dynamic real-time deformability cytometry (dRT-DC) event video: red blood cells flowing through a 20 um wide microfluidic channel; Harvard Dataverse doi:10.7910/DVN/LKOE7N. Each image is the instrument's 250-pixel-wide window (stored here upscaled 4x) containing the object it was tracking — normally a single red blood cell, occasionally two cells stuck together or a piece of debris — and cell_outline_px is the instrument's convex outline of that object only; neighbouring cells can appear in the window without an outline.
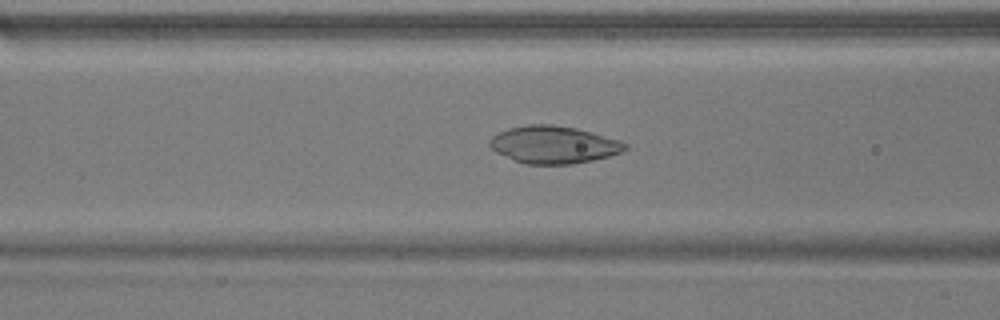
{"species": "common noctule bat (a hibernating species)", "species_latin": "Nyctalus noctula", "temperature_condition": "warm", "stored_images_in_passage": 38, "camera_frame_rate_fps": 3000, "um_per_image_px": 0.085, "animal": {"sex": "male", "body_mass_g": 17.9}, "frame": {"image": 1, "passage_image": 12, "time_ms": 3.667, "image_size_px": [1000, 320], "cell_outline_px": [[628, 148], [624, 152], [592, 160], [572, 164], [528, 164], [512, 160], [496, 152], [488, 144], [488, 140], [492, 136], [508, 128], [528, 124], [552, 124], [576, 128], [620, 140], [628, 144]], "centroid_in_image_um": [47.06, 12.3], "position_along_channel_um": 119.5, "area_um2": 29.65}}
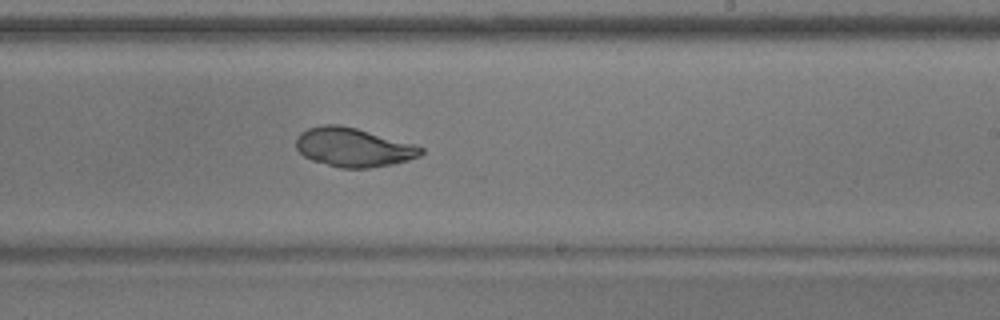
{"frame": {"image": 2, "passage_image": 23, "time_ms": 7.333, "image_size_px": [1000, 320], "cell_outline_px": [[424, 152], [420, 156], [408, 160], [392, 164], [368, 168], [340, 168], [312, 160], [304, 156], [296, 148], [296, 136], [300, 132], [308, 128], [320, 124], [340, 124], [356, 128], [416, 144], [424, 148]], "centroid_in_image_um": [30.03, 12.51], "position_along_channel_um": 259.0, "area_um2": 28.55}}
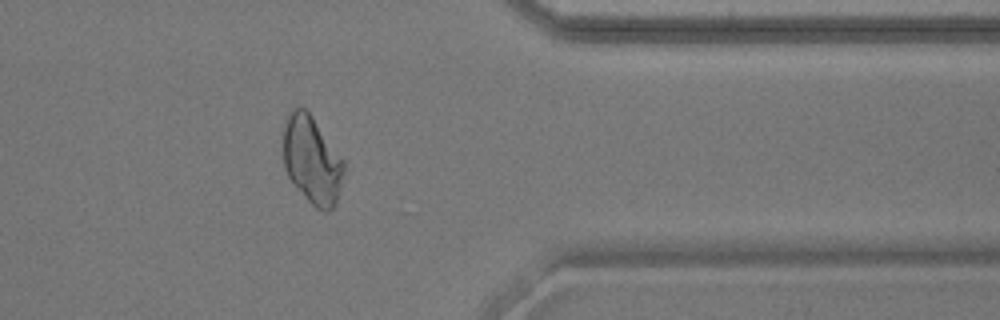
{"frame": {"image": 3, "passage_image": 34, "time_ms": 11.0, "image_size_px": [1000, 320], "cell_outline_px": [[344, 172], [336, 204], [328, 212], [324, 212], [316, 208], [308, 200], [288, 176], [284, 168], [284, 124], [288, 112], [292, 108], [304, 108], [312, 116], [344, 160]], "centroid_in_image_um": [26.52, 13.6], "position_along_channel_um": 384.9, "area_um2": 30.75}}